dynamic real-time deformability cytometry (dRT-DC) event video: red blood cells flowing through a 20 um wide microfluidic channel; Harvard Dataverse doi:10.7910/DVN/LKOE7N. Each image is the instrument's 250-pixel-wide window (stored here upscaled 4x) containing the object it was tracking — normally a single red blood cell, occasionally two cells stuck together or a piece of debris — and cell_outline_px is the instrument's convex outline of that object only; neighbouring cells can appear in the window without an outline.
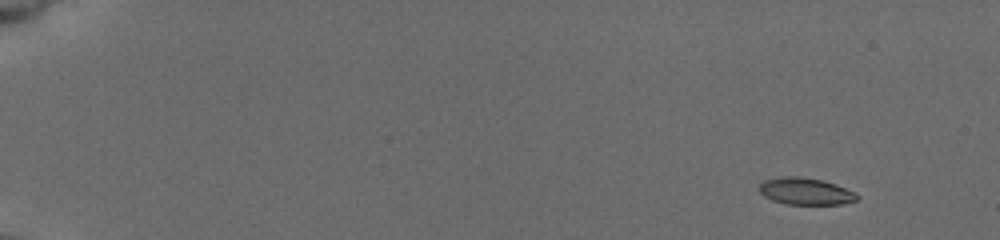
{"species": "common noctule bat (a hibernating species)", "species_latin": "Nyctalus noctula", "temperature_condition": "cold", "stored_images_in_passage": 17, "camera_frame_rate_fps": 3000, "um_per_image_px": 0.085, "animal": {"sex": "female", "body_mass_g": 19.5, "forearm_length_mm": 54.1}, "frame": {"image": 1, "passage_image": 1, "time_ms": 0.0, "image_size_px": [1000, 240], "cell_outline_px": [[860, 196], [856, 200], [840, 204], [788, 204], [772, 200], [764, 196], [760, 192], [760, 184], [764, 180], [780, 176], [796, 176], [820, 180], [836, 184]], "centroid_in_image_um": [68.43, 16.25], "position_along_channel_um": 16.6, "area_um2": 15.09}}